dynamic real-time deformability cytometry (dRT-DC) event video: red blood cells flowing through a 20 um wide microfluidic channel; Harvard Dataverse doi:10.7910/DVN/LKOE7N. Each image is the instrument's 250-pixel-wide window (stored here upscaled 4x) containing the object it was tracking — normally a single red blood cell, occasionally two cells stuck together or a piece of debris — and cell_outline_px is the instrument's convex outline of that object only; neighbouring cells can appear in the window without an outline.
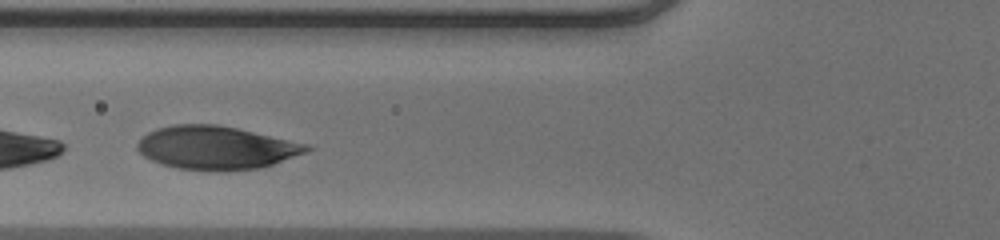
{"species": "human", "species_latin": "Homo sapiens", "temperature_condition": "warm", "stored_images_in_passage": 17, "camera_frame_rate_fps": 3000, "um_per_image_px": 0.085, "donor": {"sex": "male"}, "frame": {"image": 1, "passage_image": 8, "time_ms": 2.333, "image_size_px": [1000, 240], "cell_outline_px": [[316, 148], [272, 164], [260, 168], [228, 172], [220, 172], [176, 168], [152, 160], [144, 156], [136, 148], [136, 144], [148, 132], [156, 128], [172, 124], [216, 124], [236, 128], [308, 144]], "centroid_in_image_um": [18.36, 12.56], "position_along_channel_um": 107.4, "area_um2": 42.77}}